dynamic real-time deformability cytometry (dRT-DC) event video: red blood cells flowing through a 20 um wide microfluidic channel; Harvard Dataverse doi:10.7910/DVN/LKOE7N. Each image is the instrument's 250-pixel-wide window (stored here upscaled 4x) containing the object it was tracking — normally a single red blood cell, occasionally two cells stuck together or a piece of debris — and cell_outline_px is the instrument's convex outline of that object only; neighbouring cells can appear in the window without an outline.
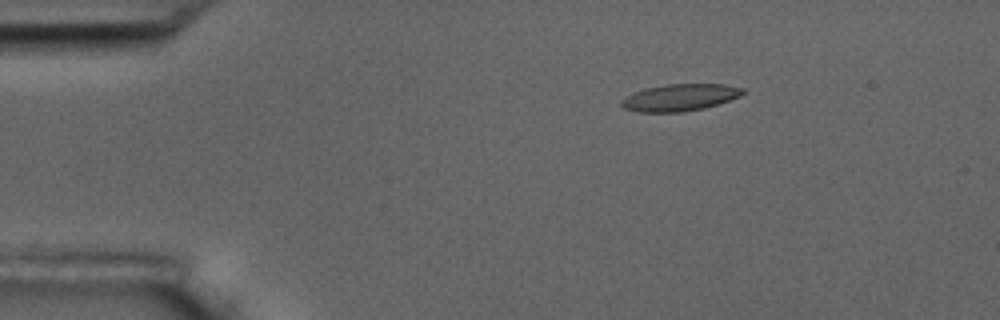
{"species": "common noctule bat (a hibernating species)", "species_latin": "Nyctalus noctula", "temperature_condition": "room temperature", "stored_images_in_passage": 5, "camera_frame_rate_fps": 3000, "um_per_image_px": 0.085, "animal": {"sex": "male", "body_mass_g": 17.5, "forearm_length_mm": 52.3}, "frame": {"image": 1, "passage_image": 3, "time_ms": 2.333, "image_size_px": [1000, 320], "cell_outline_px": [[744, 92], [740, 96], [704, 108], [680, 112], [636, 112], [624, 108], [620, 104], [620, 100], [636, 92], [648, 88], [664, 84], [724, 84], [744, 88]], "centroid_in_image_um": [57.78, 8.29], "position_along_channel_um": 27.2, "area_um2": 18.84}}
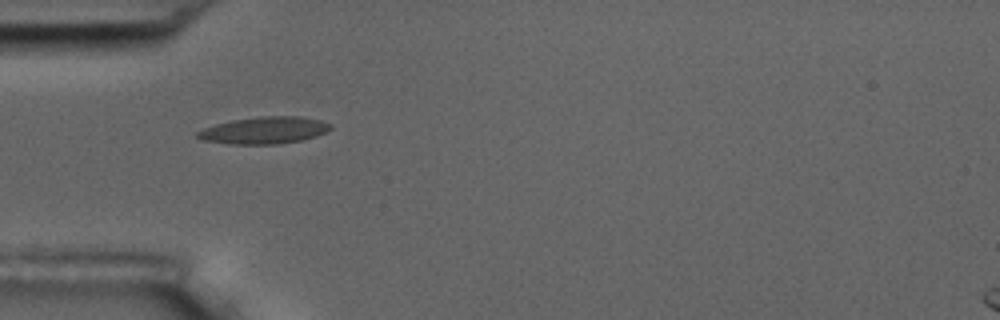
{"frame": {"image": 2, "passage_image": 5, "time_ms": 5.0, "image_size_px": [1000, 320], "cell_outline_px": [[332, 128], [328, 132], [316, 136], [300, 140], [276, 144], [228, 144], [204, 140], [196, 136], [196, 132], [204, 128], [216, 124], [232, 120], [260, 116], [300, 116], [320, 120], [332, 124]], "centroid_in_image_um": [22.49, 11.07], "position_along_channel_um": 62.5, "area_um2": 20.92}}